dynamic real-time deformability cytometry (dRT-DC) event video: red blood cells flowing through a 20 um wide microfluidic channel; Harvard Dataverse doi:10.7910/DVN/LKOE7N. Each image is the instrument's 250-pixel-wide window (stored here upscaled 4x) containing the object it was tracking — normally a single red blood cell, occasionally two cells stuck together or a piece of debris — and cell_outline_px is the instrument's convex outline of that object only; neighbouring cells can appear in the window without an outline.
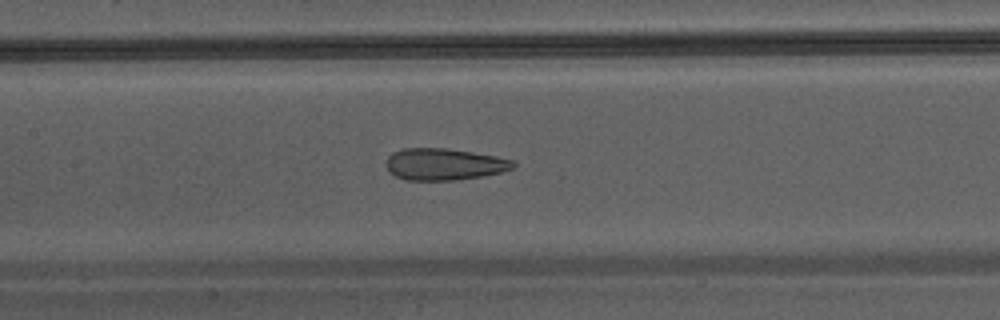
{"species": "Egyptian fruit bat (a non-hibernating species)", "species_latin": "Rousettus aegyptiacus", "temperature_condition": "warm", "stored_images_in_passage": 38, "camera_frame_rate_fps": 3000, "um_per_image_px": 0.085, "animal": {"sex": "male"}, "frame": {"image": 1, "passage_image": 15, "time_ms": 4.667, "image_size_px": [1000, 320], "cell_outline_px": [[516, 164], [512, 168], [500, 172], [480, 176], [456, 180], [408, 180], [396, 176], [388, 172], [384, 164], [388, 156], [392, 152], [404, 148], [448, 148], [496, 156], [512, 160]], "centroid_in_image_um": [37.69, 13.95], "position_along_channel_um": 169.7, "area_um2": 23.52}}
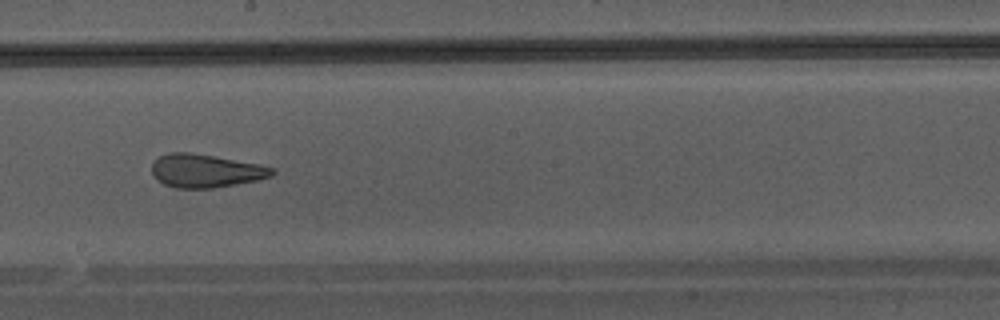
{"frame": {"image": 2, "passage_image": 19, "time_ms": 6.0, "image_size_px": [1000, 320], "cell_outline_px": [[276, 172], [272, 176], [260, 180], [212, 188], [176, 188], [164, 184], [156, 180], [152, 172], [152, 160], [168, 152], [188, 152], [260, 164], [276, 168]], "centroid_in_image_um": [17.49, 14.52], "position_along_channel_um": 230.7, "area_um2": 23.52}}
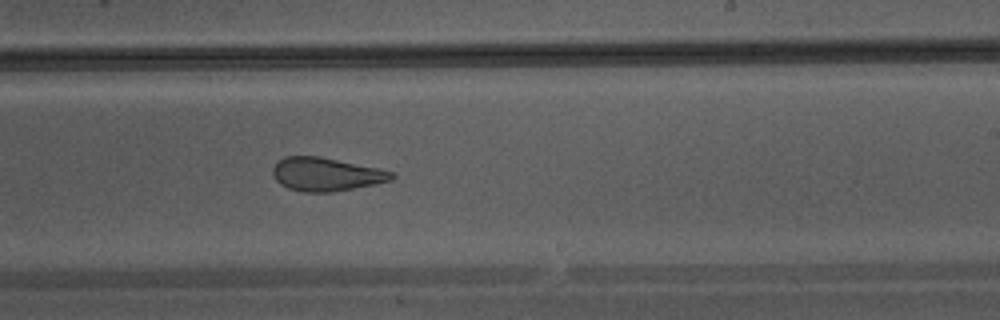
{"frame": {"image": 3, "passage_image": 21, "time_ms": 6.667, "image_size_px": [1000, 320], "cell_outline_px": [[396, 176], [392, 180], [332, 192], [300, 192], [288, 188], [280, 184], [276, 180], [272, 172], [272, 168], [284, 156], [320, 156], [380, 168], [392, 172]], "centroid_in_image_um": [27.7, 14.81], "position_along_channel_um": 261.3, "area_um2": 23.12}}